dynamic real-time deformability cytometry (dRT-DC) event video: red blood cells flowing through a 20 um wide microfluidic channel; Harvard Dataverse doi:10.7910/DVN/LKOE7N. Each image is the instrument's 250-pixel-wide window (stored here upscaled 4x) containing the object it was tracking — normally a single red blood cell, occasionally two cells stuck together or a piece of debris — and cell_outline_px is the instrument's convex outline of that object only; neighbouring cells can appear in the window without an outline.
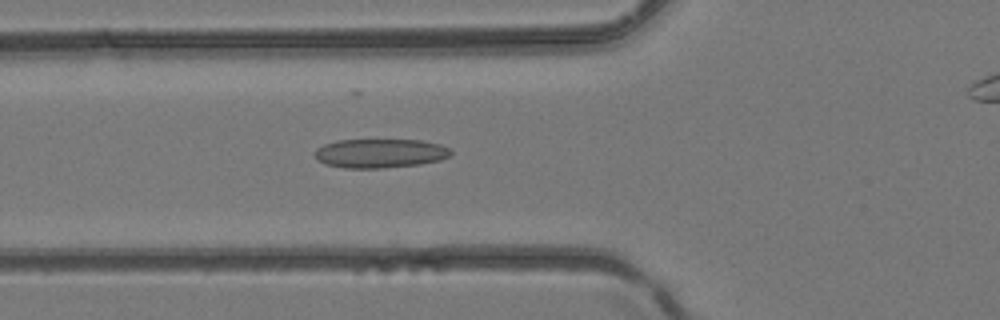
{"species": "common noctule bat (a hibernating species)", "species_latin": "Nyctalus noctula", "temperature_condition": "room temperature", "stored_images_in_passage": 38, "camera_frame_rate_fps": 3000, "um_per_image_px": 0.085, "animal": {"sex": "female", "body_mass_g": 24.6, "forearm_length_mm": 56.2}, "frame": {"image": 1, "passage_image": 16, "time_ms": 5.0, "image_size_px": [1000, 320], "cell_outline_px": [[452, 156], [440, 160], [420, 164], [380, 168], [344, 168], [324, 164], [316, 156], [316, 148], [324, 144], [336, 140], [420, 140], [440, 144], [448, 148], [452, 152]], "centroid_in_image_um": [32.33, 13.03], "position_along_channel_um": 93.5, "area_um2": 23.0}}
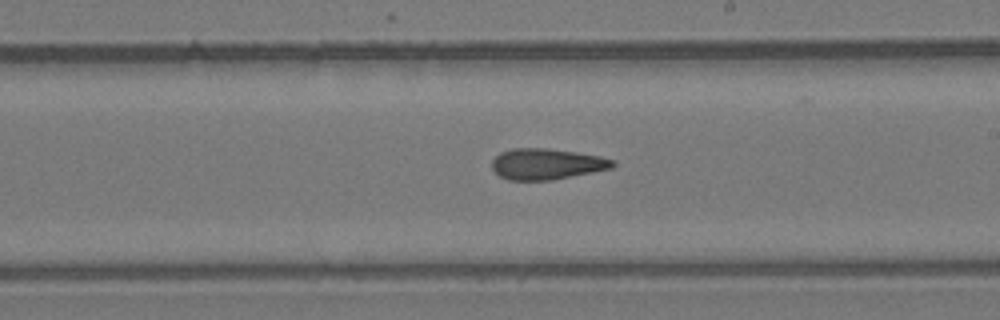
{"frame": {"image": 2, "passage_image": 25, "time_ms": 8.0, "image_size_px": [1000, 320], "cell_outline_px": [[616, 164], [612, 168], [552, 180], [508, 180], [500, 176], [492, 168], [492, 160], [500, 152], [512, 148], [548, 148], [576, 152], [600, 156], [616, 160]], "centroid_in_image_um": [46.47, 13.93], "position_along_channel_um": 242.5, "area_um2": 21.85}}
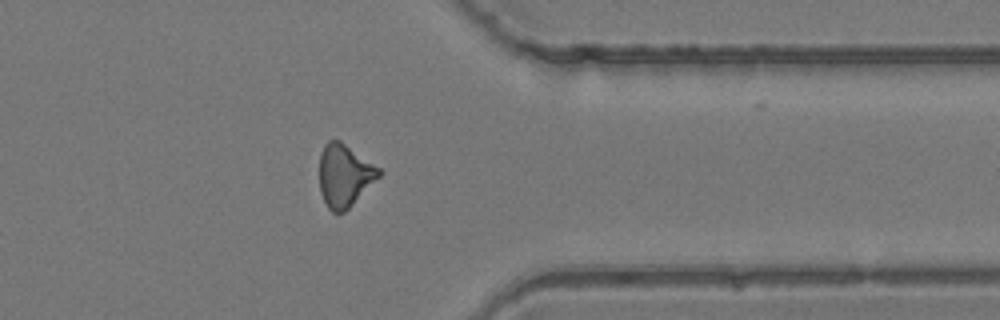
{"frame": {"image": 3, "passage_image": 34, "time_ms": 11.0, "image_size_px": [1000, 320], "cell_outline_px": [[384, 172], [344, 212], [332, 212], [328, 208], [320, 192], [320, 152], [324, 144], [328, 140], [340, 140], [380, 168]], "centroid_in_image_um": [29.28, 14.89], "position_along_channel_um": 382.1, "area_um2": 21.56}}